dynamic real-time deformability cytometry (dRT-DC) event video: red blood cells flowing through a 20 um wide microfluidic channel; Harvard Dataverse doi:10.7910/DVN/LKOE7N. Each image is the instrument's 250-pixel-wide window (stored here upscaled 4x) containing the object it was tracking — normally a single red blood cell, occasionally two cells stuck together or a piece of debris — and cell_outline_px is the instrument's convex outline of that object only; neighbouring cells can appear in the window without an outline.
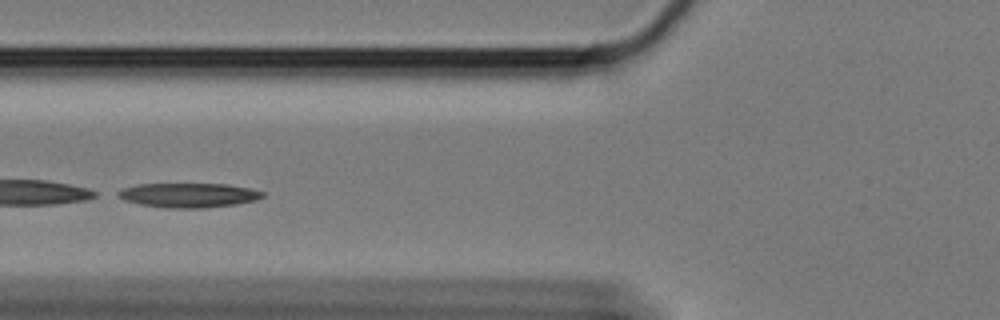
{"species": "Egyptian fruit bat (a non-hibernating species)", "species_latin": "Rousettus aegyptiacus", "temperature_condition": "cold", "stored_images_in_passage": 46, "camera_frame_rate_fps": 3000, "um_per_image_px": 0.085, "animal": {"sex": "female"}, "frame": {"image": 1, "passage_image": 10, "time_ms": 3.0, "image_size_px": [1000, 320], "cell_outline_px": [[264, 196], [256, 200], [236, 204], [204, 208], [164, 208], [140, 204], [124, 200], [116, 196], [116, 192], [124, 188], [136, 184], [224, 184], [248, 188], [264, 192]], "centroid_in_image_um": [15.99, 16.6], "position_along_channel_um": 109.8, "area_um2": 20.58}}
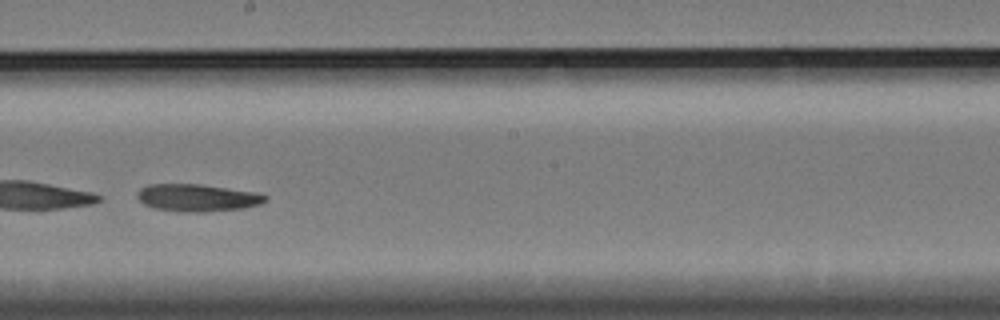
{"frame": {"image": 2, "passage_image": 21, "time_ms": 6.667, "image_size_px": [1000, 320], "cell_outline_px": [[268, 196], [260, 204], [244, 208], [204, 212], [184, 212], [152, 208], [144, 204], [136, 196], [136, 192], [140, 188], [148, 184], [200, 184], [256, 192]], "centroid_in_image_um": [16.73, 16.81], "position_along_channel_um": 231.5, "area_um2": 20.46}}
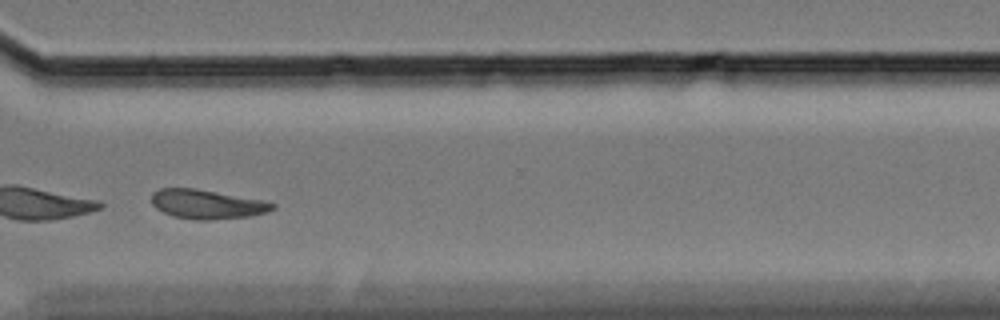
{"frame": {"image": 3, "passage_image": 32, "time_ms": 10.333, "image_size_px": [1000, 320], "cell_outline_px": [[276, 208], [268, 212], [252, 216], [208, 220], [196, 220], [172, 216], [156, 208], [152, 204], [152, 192], [160, 188], [192, 188], [268, 200], [276, 204]], "centroid_in_image_um": [17.65, 17.36], "position_along_channel_um": 352.9, "area_um2": 20.87}, "authors_computed_cell_mechanics": {"area_um2": 21.0681, "velocity_mm_per_s": 3.314, "shape_relaxation_time_tau1_ms": 1.1441, "shape_relaxation_time_tau2_ms": null, "deformation_change_tau1": 0.238, "deformation_change_tau2": null}}